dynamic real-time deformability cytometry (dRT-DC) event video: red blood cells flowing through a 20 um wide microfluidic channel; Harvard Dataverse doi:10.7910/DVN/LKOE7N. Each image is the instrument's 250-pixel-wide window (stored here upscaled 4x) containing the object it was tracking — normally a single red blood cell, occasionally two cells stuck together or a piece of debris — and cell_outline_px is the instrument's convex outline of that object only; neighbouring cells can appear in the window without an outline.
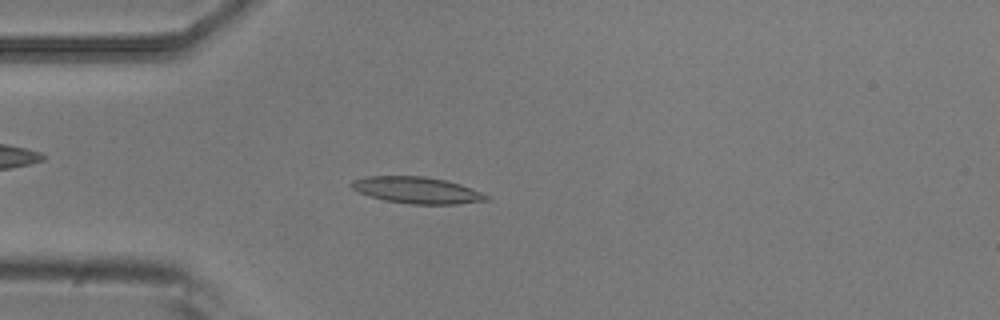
{"species": "common noctule bat (a hibernating species)", "species_latin": "Nyctalus noctula", "temperature_condition": "room temperature", "stored_images_in_passage": 4, "camera_frame_rate_fps": 3000, "um_per_image_px": 0.085, "animal": {"sex": "male", "body_mass_g": 20.5, "forearm_length_mm": 52.5}, "frame": {"image": 1, "passage_image": 3, "time_ms": 0.667, "image_size_px": [1000, 320], "cell_outline_px": [[488, 200], [456, 204], [412, 204], [384, 200], [360, 192], [352, 188], [348, 184], [352, 180], [364, 176], [424, 176], [444, 180], [460, 184], [480, 192], [488, 196]], "centroid_in_image_um": [35.39, 16.16], "position_along_channel_um": 49.6, "area_um2": 20.63}}